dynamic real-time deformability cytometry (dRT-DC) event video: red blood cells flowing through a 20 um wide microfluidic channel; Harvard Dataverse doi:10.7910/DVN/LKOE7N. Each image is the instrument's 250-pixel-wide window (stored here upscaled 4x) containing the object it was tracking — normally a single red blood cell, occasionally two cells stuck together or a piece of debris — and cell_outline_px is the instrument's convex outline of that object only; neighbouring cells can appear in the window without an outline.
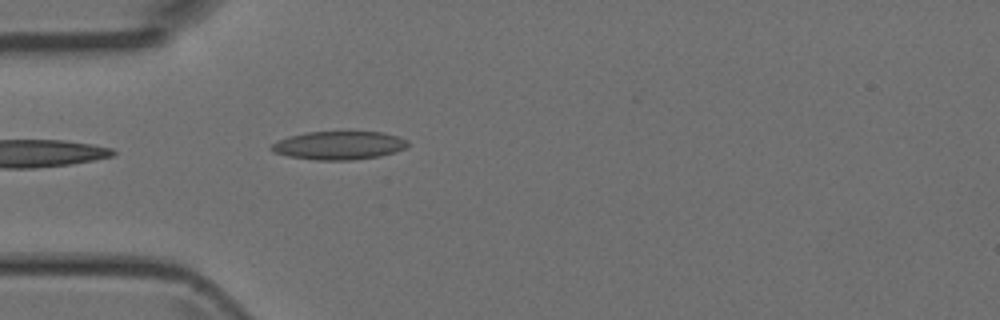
{"species": "Egyptian fruit bat (a non-hibernating species)", "species_latin": "Rousettus aegyptiacus", "temperature_condition": "room temperature", "stored_images_in_passage": 16, "camera_frame_rate_fps": 3000, "um_per_image_px": 0.085, "animal": {"sex": "female"}, "frame": {"image": 1, "passage_image": 1, "time_ms": 0.0, "image_size_px": [1000, 320], "cell_outline_px": [[408, 144], [404, 148], [396, 152], [380, 156], [352, 160], [316, 160], [288, 156], [272, 152], [268, 148], [272, 144], [288, 136], [308, 132], [384, 132], [408, 140]], "centroid_in_image_um": [28.79, 12.36], "position_along_channel_um": 56.2, "area_um2": 22.54}}
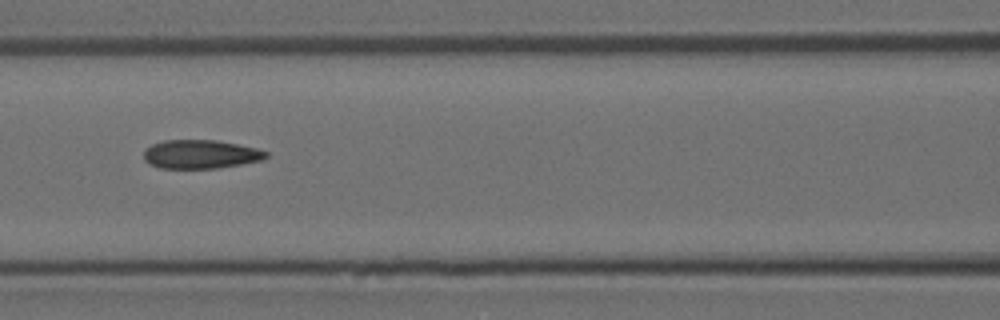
{"frame": {"image": 2, "passage_image": 8, "time_ms": 2.333, "image_size_px": [1000, 320], "cell_outline_px": [[268, 156], [264, 160], [216, 168], [160, 168], [148, 164], [144, 160], [144, 152], [152, 144], [164, 140], [216, 140], [256, 148], [268, 152]], "centroid_in_image_um": [17.05, 13.11], "position_along_channel_um": 149.6, "area_um2": 20.4}}
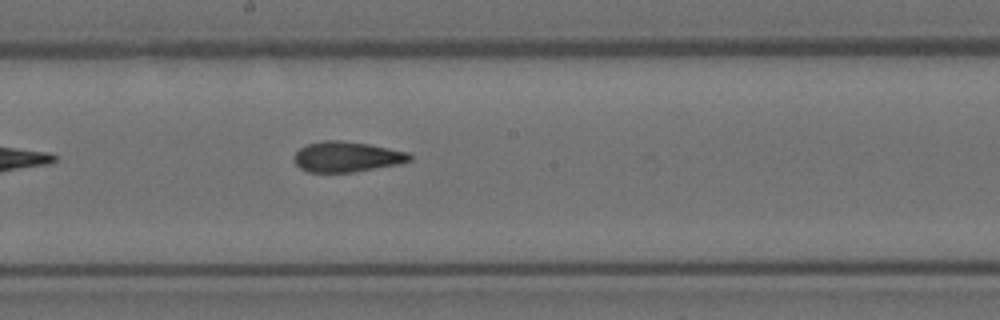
{"frame": {"image": 3, "passage_image": 13, "time_ms": 4.0, "image_size_px": [1000, 320], "cell_outline_px": [[412, 160], [400, 164], [352, 172], [308, 172], [300, 168], [296, 164], [292, 156], [300, 148], [308, 144], [324, 140], [340, 140], [368, 144], [408, 152], [412, 156]], "centroid_in_image_um": [29.47, 13.33], "position_along_channel_um": 218.7, "area_um2": 20.46}}